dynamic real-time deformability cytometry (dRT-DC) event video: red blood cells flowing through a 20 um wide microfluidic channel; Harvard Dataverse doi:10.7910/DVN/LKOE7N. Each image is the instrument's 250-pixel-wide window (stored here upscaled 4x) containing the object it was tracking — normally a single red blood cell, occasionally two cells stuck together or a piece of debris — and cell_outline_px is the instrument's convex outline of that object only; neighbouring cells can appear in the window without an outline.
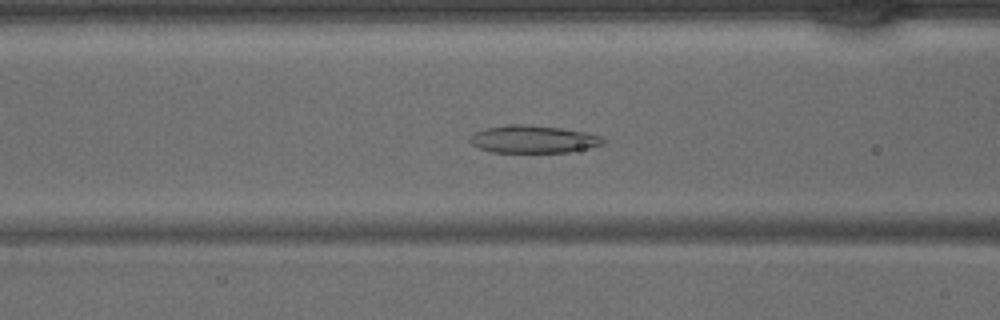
{"species": "common noctule bat (a hibernating species)", "species_latin": "Nyctalus noctula", "temperature_condition": "warm", "stored_images_in_passage": 42, "camera_frame_rate_fps": 3000, "um_per_image_px": 0.085, "animal": {"sex": "male", "body_mass_g": 15.6}, "frame": {"image": 1, "passage_image": 16, "time_ms": 5.0, "image_size_px": [1000, 320], "cell_outline_px": [[604, 144], [588, 148], [568, 152], [492, 152], [480, 148], [472, 144], [468, 140], [468, 136], [476, 132], [488, 128], [508, 124], [524, 124], [560, 128], [584, 132], [604, 136]], "centroid_in_image_um": [45.33, 11.83], "position_along_channel_um": 121.3, "area_um2": 21.33}}
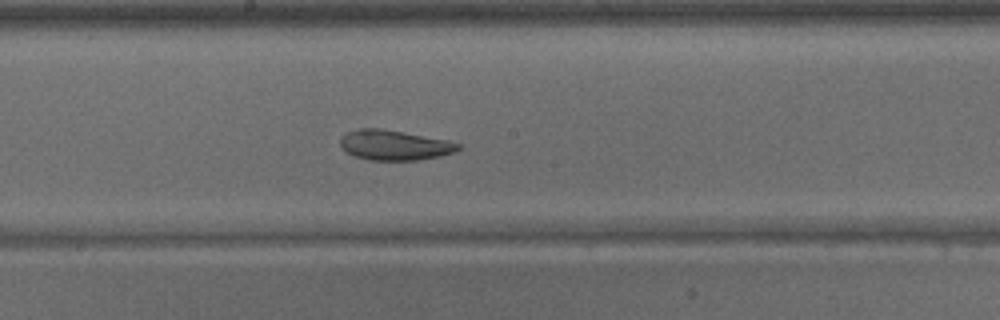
{"frame": {"image": 2, "passage_image": 22, "time_ms": 7.0, "image_size_px": [1000, 320], "cell_outline_px": [[460, 148], [452, 152], [440, 156], [420, 160], [368, 160], [356, 156], [340, 148], [340, 136], [348, 132], [360, 128], [376, 128], [404, 132], [448, 140], [460, 144]], "centroid_in_image_um": [33.5, 12.33], "position_along_channel_um": 214.7, "area_um2": 20.58}}
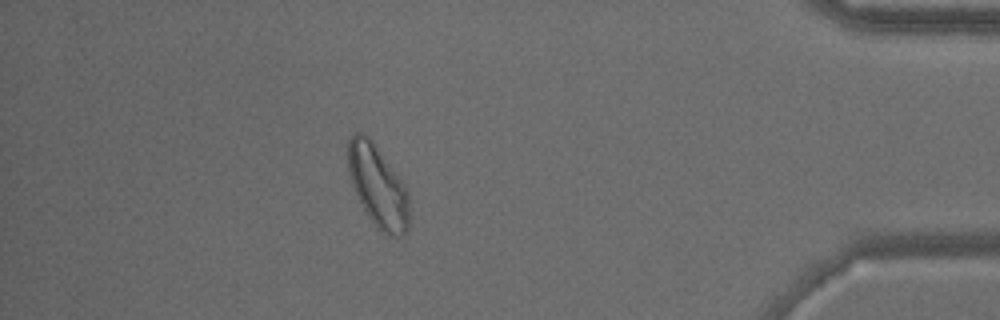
{"frame": {"image": 3, "passage_image": 37, "time_ms": 12.0, "image_size_px": [1000, 320], "cell_outline_px": [[408, 228], [400, 236], [388, 236], [368, 216], [352, 184], [348, 172], [348, 136], [352, 132], [360, 132], [368, 136], [372, 140], [400, 176], [408, 192]], "centroid_in_image_um": [32.11, 15.75], "position_along_channel_um": 403.1, "area_um2": 28.96}}